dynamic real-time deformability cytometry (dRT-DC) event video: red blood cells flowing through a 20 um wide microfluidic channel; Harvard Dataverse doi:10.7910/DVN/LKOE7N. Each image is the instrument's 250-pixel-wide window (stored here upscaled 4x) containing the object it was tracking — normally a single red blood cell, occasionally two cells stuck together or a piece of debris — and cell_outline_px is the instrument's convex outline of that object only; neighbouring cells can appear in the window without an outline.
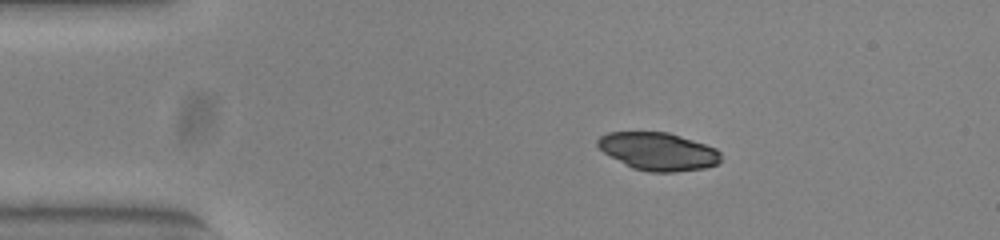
{"species": "common noctule bat (a hibernating species)", "species_latin": "Nyctalus noctula", "temperature_condition": "warm", "stored_images_in_passage": 44, "camera_frame_rate_fps": 3000, "um_per_image_px": 0.085, "animal": {"sex": "female", "body_mass_g": 23.0, "forearm_length_mm": 53.4}, "frame": {"image": 1, "passage_image": 1, "time_ms": 0.0, "image_size_px": [1000, 240], "cell_outline_px": [[720, 160], [716, 164], [704, 168], [672, 172], [652, 172], [632, 168], [604, 152], [596, 144], [596, 140], [600, 136], [608, 132], [668, 132], [716, 148], [720, 152]], "centroid_in_image_um": [55.93, 12.86], "position_along_channel_um": 29.1, "area_um2": 26.88}}
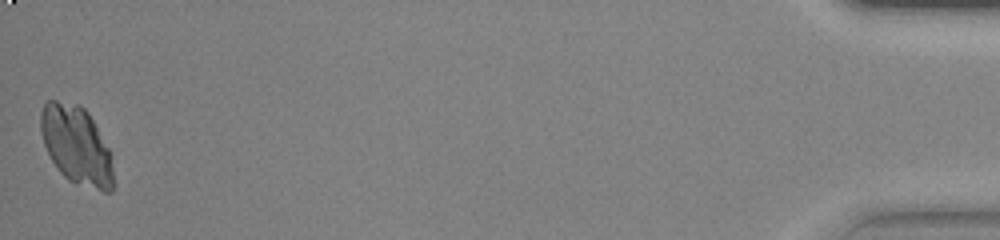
{"frame": {"image": 2, "passage_image": 44, "time_ms": 14.333, "image_size_px": [1000, 240], "cell_outline_px": [[112, 192], [104, 192], [68, 180], [60, 172], [52, 160], [44, 144], [40, 132], [40, 112], [44, 104], [48, 100], [56, 100], [80, 104], [88, 112], [108, 148], [112, 168]], "centroid_in_image_um": [6.46, 12.31], "position_along_channel_um": 428.7, "area_um2": 32.89}}